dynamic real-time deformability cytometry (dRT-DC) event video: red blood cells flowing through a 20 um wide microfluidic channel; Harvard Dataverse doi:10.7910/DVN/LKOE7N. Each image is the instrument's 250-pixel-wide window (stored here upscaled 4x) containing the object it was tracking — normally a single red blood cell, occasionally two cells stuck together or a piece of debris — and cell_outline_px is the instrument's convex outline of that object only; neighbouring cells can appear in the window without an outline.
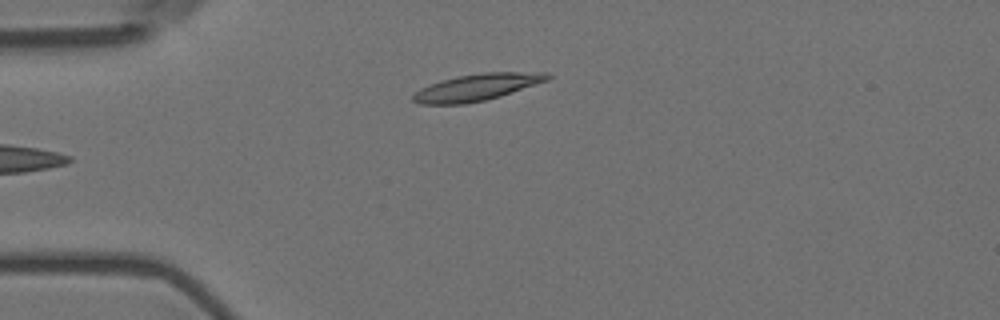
{"species": "Egyptian fruit bat (a non-hibernating species)", "species_latin": "Rousettus aegyptiacus", "temperature_condition": "room temperature", "stored_images_in_passage": 6, "camera_frame_rate_fps": 3000, "um_per_image_px": 0.085, "animal": {"sex": "female"}, "frame": {"image": 1, "passage_image": 6, "time_ms": 1.667, "image_size_px": [1000, 320], "cell_outline_px": [[552, 76], [548, 80], [500, 96], [484, 100], [464, 104], [420, 104], [412, 100], [412, 96], [420, 88], [456, 76], [484, 72], [548, 72]], "centroid_in_image_um": [40.55, 7.41], "position_along_channel_um": 44.4, "area_um2": 20.75}}